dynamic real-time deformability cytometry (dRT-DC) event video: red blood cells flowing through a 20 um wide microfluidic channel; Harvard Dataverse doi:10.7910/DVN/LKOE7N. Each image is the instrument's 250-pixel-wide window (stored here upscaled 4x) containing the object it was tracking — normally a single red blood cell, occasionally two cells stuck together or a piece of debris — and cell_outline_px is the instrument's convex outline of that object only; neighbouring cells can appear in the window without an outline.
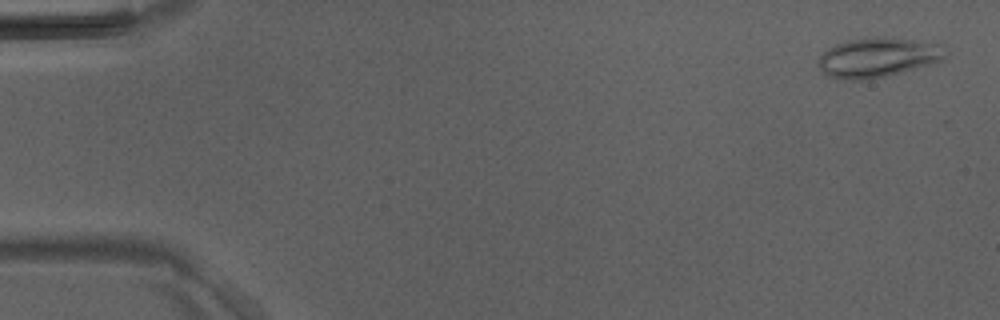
{"species": "Egyptian fruit bat (a non-hibernating species)", "species_latin": "Rousettus aegyptiacus", "temperature_condition": "room temperature", "stored_images_in_passage": 45, "camera_frame_rate_fps": 3000, "um_per_image_px": 0.085, "animal": {"sex": "male"}, "frame": {"image": 1, "passage_image": 2, "time_ms": 0.333, "image_size_px": [1000, 320], "cell_outline_px": [[944, 56], [940, 60], [928, 64], [884, 76], [860, 80], [848, 80], [824, 76], [816, 64], [820, 56], [828, 48], [836, 44], [848, 40], [864, 36], [876, 36], [912, 40], [944, 44]], "centroid_in_image_um": [74.52, 4.87], "position_along_channel_um": 10.5, "area_um2": 29.19}}
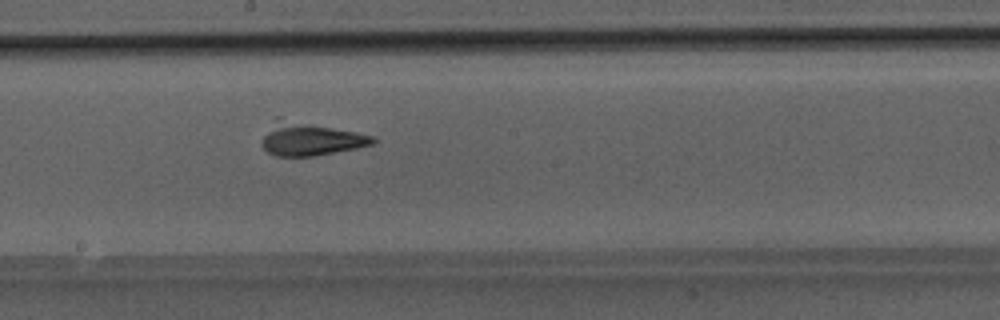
{"frame": {"image": 2, "passage_image": 25, "time_ms": 8.0, "image_size_px": [1000, 320], "cell_outline_px": [[380, 140], [372, 144], [356, 148], [316, 156], [276, 156], [268, 152], [260, 144], [264, 136], [276, 116], [280, 116], [376, 136]], "centroid_in_image_um": [26.39, 11.79], "position_along_channel_um": 221.8, "area_um2": 21.85}}
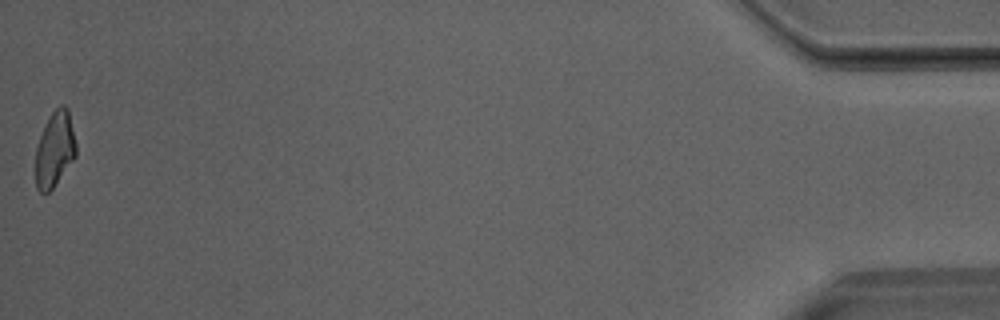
{"frame": {"image": 3, "passage_image": 45, "time_ms": 14.667, "image_size_px": [1000, 320], "cell_outline_px": [[76, 156], [52, 188], [48, 192], [40, 192], [36, 188], [36, 148], [40, 136], [48, 116], [60, 104], [64, 104], [68, 108], [76, 144]], "centroid_in_image_um": [4.65, 12.65], "position_along_channel_um": 430.5, "area_um2": 17.63}}